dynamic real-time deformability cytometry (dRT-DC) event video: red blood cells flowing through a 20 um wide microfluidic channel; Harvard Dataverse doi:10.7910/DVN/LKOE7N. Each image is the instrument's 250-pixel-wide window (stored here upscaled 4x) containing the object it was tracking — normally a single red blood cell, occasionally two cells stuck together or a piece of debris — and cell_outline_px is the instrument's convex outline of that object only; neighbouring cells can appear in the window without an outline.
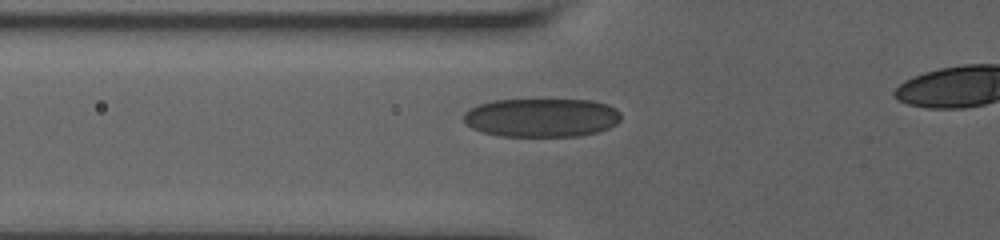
{"species": "human", "species_latin": "Homo sapiens", "temperature_condition": "room temperature", "stored_images_in_passage": 47, "camera_frame_rate_fps": 3000, "um_per_image_px": 0.085, "donor": {"sex": "male"}, "frame": {"image": 1, "passage_image": 17, "time_ms": 5.333, "image_size_px": [1000, 240], "cell_outline_px": [[620, 120], [616, 124], [608, 128], [596, 132], [580, 136], [500, 136], [484, 132], [472, 128], [464, 120], [464, 112], [480, 104], [492, 100], [592, 100], [608, 104], [616, 108], [620, 112]], "centroid_in_image_um": [46.07, 9.99], "position_along_channel_um": 79.7, "area_um2": 35.43}}
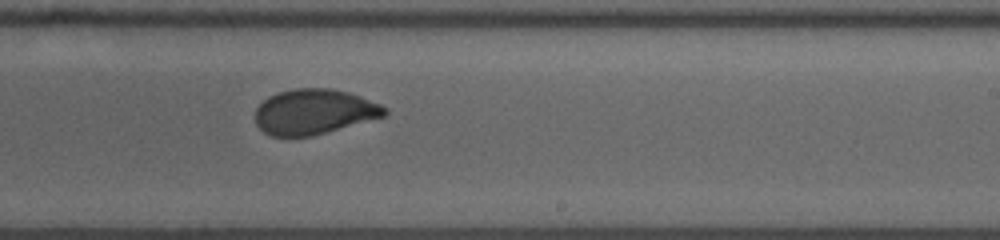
{"frame": {"image": 2, "passage_image": 32, "time_ms": 10.333, "image_size_px": [1000, 240], "cell_outline_px": [[388, 112], [384, 116], [312, 136], [272, 136], [264, 132], [256, 124], [256, 108], [268, 96], [280, 92], [296, 88], [332, 88], [348, 92], [360, 96], [380, 104], [388, 108]], "centroid_in_image_um": [26.7, 9.49], "position_along_channel_um": 262.3, "area_um2": 33.87}}
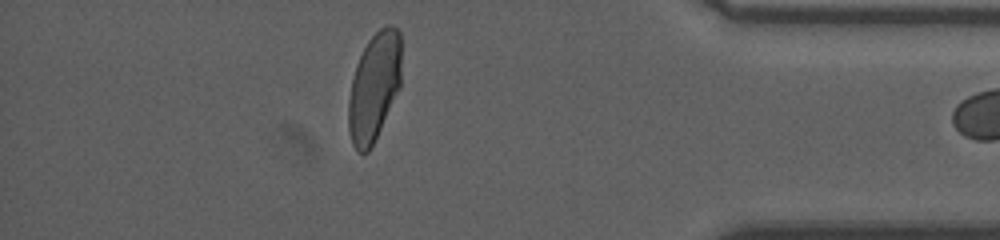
{"frame": {"image": 3, "passage_image": 46, "time_ms": 15.0, "image_size_px": [1000, 240], "cell_outline_px": [[400, 88], [368, 152], [356, 152], [352, 144], [348, 128], [348, 100], [352, 80], [356, 64], [368, 40], [380, 28], [388, 24], [392, 24], [400, 32]], "centroid_in_image_um": [31.79, 7.37], "position_along_channel_um": 403.4, "area_um2": 33.18}}